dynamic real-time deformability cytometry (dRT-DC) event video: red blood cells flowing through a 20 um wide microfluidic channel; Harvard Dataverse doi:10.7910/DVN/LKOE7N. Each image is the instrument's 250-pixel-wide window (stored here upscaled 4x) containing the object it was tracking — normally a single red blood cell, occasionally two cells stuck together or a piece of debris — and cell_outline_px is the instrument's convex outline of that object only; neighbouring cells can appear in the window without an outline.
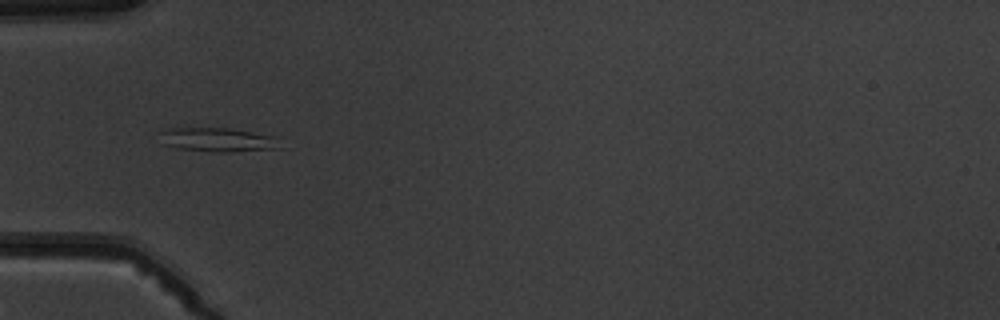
{"species": "common noctule bat (a hibernating species)", "species_latin": "Nyctalus noctula", "temperature_condition": "warm", "stored_images_in_passage": 3, "camera_frame_rate_fps": 3000, "um_per_image_px": 0.085, "animal": {"sex": "male", "body_mass_g": 19.5, "forearm_length_mm": 54.6}, "frame": {"image": 1, "passage_image": 1, "time_ms": 0.0, "image_size_px": [1000, 320], "cell_outline_px": [[284, 148], [228, 152], [212, 152], [176, 148], [160, 144], [156, 132], [172, 128], [228, 128], [252, 132], [272, 136]], "centroid_in_image_um": [18.39, 11.89], "position_along_channel_um": 66.6, "area_um2": 17.11}}
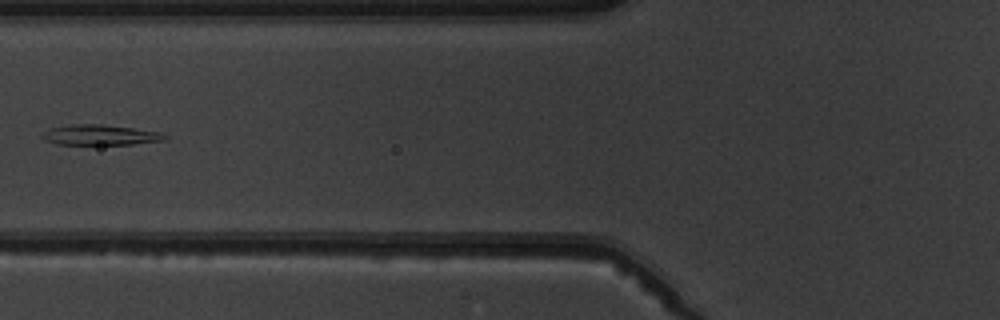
{"frame": {"image": 2, "passage_image": 2, "time_ms": 1.333, "image_size_px": [1000, 320], "cell_outline_px": [[168, 136], [164, 140], [132, 144], [56, 144], [44, 140], [40, 136], [48, 128], [72, 124], [104, 124], [160, 132]], "centroid_in_image_um": [8.47, 11.46], "position_along_channel_um": 117.3, "area_um2": 14.51}}
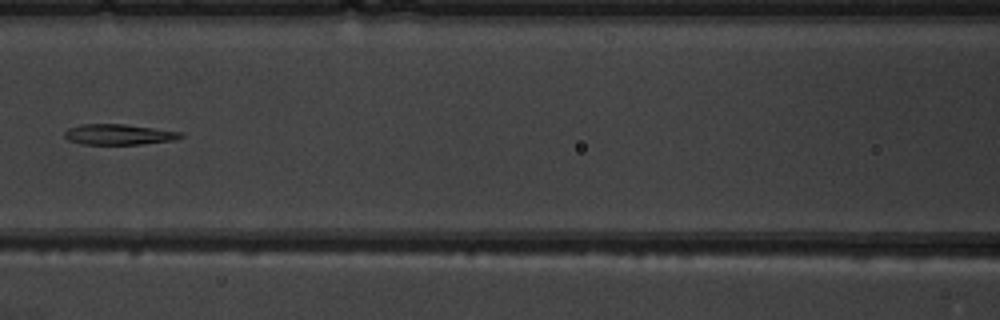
{"frame": {"image": 3, "passage_image": 3, "time_ms": 2.333, "image_size_px": [1000, 320], "cell_outline_px": [[184, 136], [176, 140], [140, 144], [80, 144], [68, 140], [64, 136], [64, 132], [68, 128], [80, 124], [124, 124], [184, 132]], "centroid_in_image_um": [10.11, 11.43], "position_along_channel_um": 156.5, "area_um2": 14.05}}